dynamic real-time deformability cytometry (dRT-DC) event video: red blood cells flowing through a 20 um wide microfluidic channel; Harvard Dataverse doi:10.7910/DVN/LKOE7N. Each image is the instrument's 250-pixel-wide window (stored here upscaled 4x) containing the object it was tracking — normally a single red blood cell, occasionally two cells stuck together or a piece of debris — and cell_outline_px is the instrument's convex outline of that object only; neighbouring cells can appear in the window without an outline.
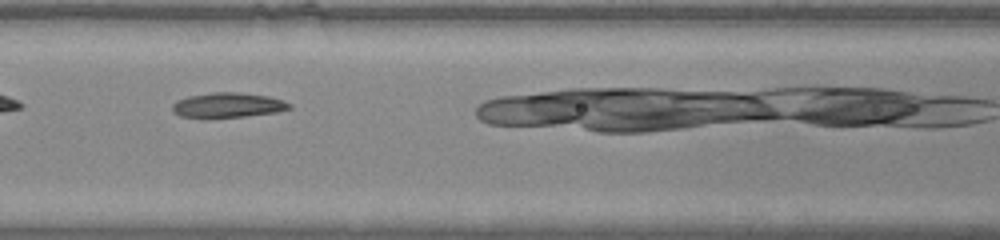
{"species": "common noctule bat (a hibernating species)", "species_latin": "Nyctalus noctula", "temperature_condition": "warm", "stored_images_in_passage": 25, "camera_frame_rate_fps": 3000, "um_per_image_px": 0.085, "animal": {"sex": "male", "body_mass_g": 20.0, "forearm_length_mm": 53.3}, "frame": {"image": 1, "passage_image": 8, "time_ms": 2.333, "image_size_px": [1000, 240], "cell_outline_px": [[292, 108], [276, 112], [244, 116], [180, 116], [172, 112], [172, 104], [176, 100], [188, 96], [212, 92], [236, 92], [268, 96], [284, 100], [292, 104]], "centroid_in_image_um": [19.39, 8.91], "position_along_channel_um": 147.2, "area_um2": 16.65}}
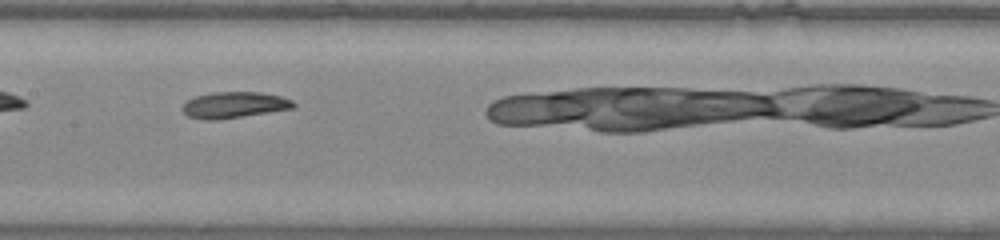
{"frame": {"image": 2, "passage_image": 11, "time_ms": 3.333, "image_size_px": [1000, 240], "cell_outline_px": [[296, 108], [216, 120], [204, 120], [188, 116], [180, 108], [192, 96], [216, 92], [260, 92], [280, 96], [292, 100], [296, 104]], "centroid_in_image_um": [19.9, 8.92], "position_along_channel_um": 187.5, "area_um2": 16.99}}